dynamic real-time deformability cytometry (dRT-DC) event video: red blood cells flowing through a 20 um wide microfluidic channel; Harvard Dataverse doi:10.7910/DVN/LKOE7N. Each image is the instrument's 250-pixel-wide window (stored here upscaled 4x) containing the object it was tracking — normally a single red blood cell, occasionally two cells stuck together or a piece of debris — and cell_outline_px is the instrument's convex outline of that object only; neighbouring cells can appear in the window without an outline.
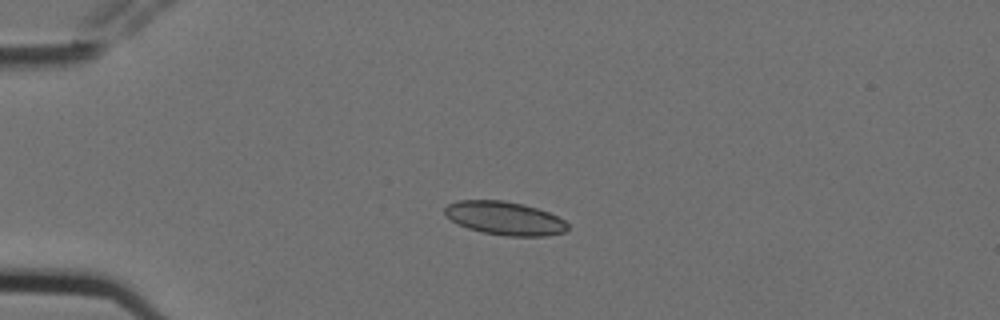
{"species": "Egyptian fruit bat (a non-hibernating species)", "species_latin": "Rousettus aegyptiacus", "temperature_condition": "cold", "stored_images_in_passage": 6, "camera_frame_rate_fps": 3000, "um_per_image_px": 0.085, "animal": {"sex": "female"}, "frame": {"image": 1, "passage_image": 5, "time_ms": 1.333, "image_size_px": [1000, 320], "cell_outline_px": [[568, 228], [564, 232], [548, 236], [508, 236], [484, 232], [468, 228], [452, 220], [444, 212], [444, 208], [448, 204], [456, 200], [504, 200], [524, 204], [548, 212], [564, 220], [568, 224]], "centroid_in_image_um": [42.91, 18.54], "position_along_channel_um": 42.1, "area_um2": 23.81}}